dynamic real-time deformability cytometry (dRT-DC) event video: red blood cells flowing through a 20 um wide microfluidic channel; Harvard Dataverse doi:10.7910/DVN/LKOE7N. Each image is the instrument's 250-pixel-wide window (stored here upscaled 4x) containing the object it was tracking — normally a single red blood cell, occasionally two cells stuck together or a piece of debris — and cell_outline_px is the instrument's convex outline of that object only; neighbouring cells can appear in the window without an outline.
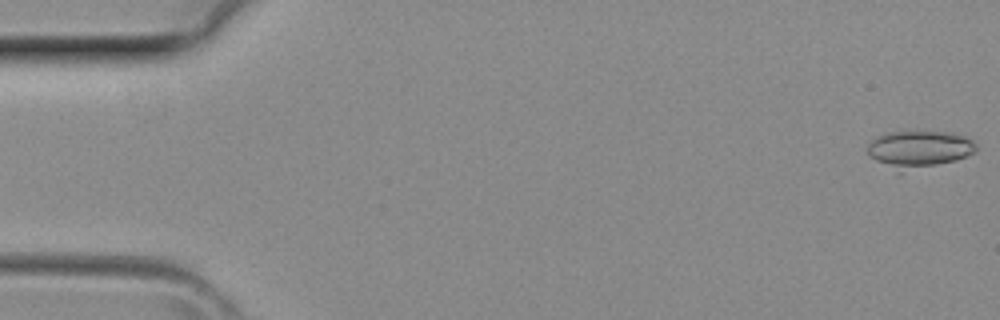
{"species": "common noctule bat (a hibernating species)", "species_latin": "Nyctalus noctula", "temperature_condition": "room temperature", "stored_images_in_passage": 2, "camera_frame_rate_fps": 3000, "um_per_image_px": 0.085, "animal": {"sex": "female", "body_mass_g": 29.2, "forearm_length_mm": 56.3}, "frame": {"image": 1, "passage_image": 2, "time_ms": 0.333, "image_size_px": [1000, 320], "cell_outline_px": [[976, 152], [956, 160], [900, 172], [868, 156], [868, 144], [876, 136], [884, 132], [912, 128], [952, 132], [964, 136], [972, 140], [976, 144]], "centroid_in_image_um": [78.1, 12.6], "position_along_channel_um": 6.9, "area_um2": 24.22}}